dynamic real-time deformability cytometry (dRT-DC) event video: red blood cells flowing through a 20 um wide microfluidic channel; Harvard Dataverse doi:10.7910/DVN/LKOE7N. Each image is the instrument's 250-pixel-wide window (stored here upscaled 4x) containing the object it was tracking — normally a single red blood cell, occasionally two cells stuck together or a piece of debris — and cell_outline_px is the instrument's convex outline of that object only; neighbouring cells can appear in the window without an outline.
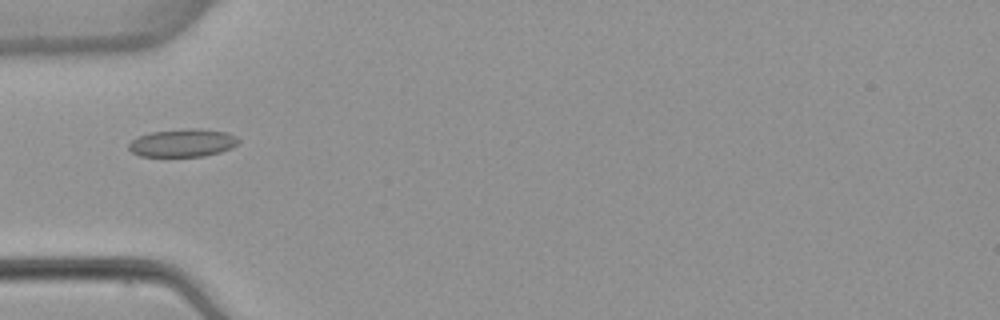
{"species": "common noctule bat (a hibernating species)", "species_latin": "Nyctalus noctula", "temperature_condition": "warm", "stored_images_in_passage": 1, "camera_frame_rate_fps": 3000, "um_per_image_px": 0.085, "animal": {"sex": "female", "body_mass_g": 22.7, "forearm_length_mm": 54.2}, "frame": {"image": 1, "passage_image": 1, "time_ms": 0.0, "image_size_px": [1000, 320], "cell_outline_px": [[240, 140], [232, 148], [220, 152], [204, 156], [140, 156], [132, 152], [128, 148], [128, 144], [132, 140], [140, 136], [152, 132], [188, 128], [196, 128], [224, 132], [236, 136]], "centroid_in_image_um": [15.53, 12.15], "position_along_channel_um": 69.5, "area_um2": 17.69}}